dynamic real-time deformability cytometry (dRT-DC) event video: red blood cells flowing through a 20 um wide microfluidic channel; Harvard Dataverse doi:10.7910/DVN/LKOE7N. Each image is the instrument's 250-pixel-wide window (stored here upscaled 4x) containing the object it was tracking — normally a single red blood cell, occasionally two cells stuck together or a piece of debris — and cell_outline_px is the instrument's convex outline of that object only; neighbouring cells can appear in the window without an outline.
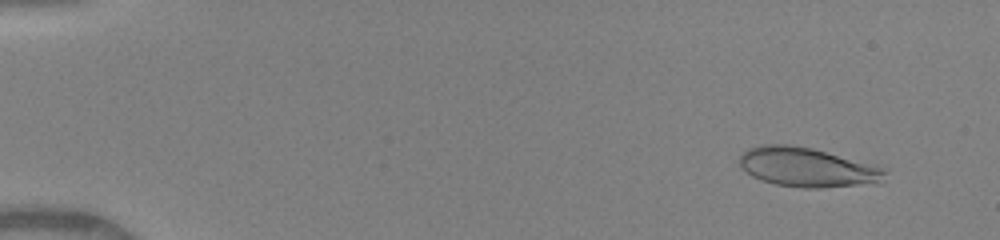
{"species": "human", "species_latin": "Homo sapiens", "temperature_condition": "warm", "stored_images_in_passage": 49, "camera_frame_rate_fps": 3000, "um_per_image_px": 0.085, "donor": {"sex": "female"}, "frame": {"image": 1, "passage_image": 4, "time_ms": 1.0, "image_size_px": [1000, 240], "cell_outline_px": [[888, 168], [884, 184], [820, 188], [804, 188], [776, 184], [752, 176], [740, 168], [740, 156], [748, 148], [760, 144], [788, 144], [812, 148]], "centroid_in_image_um": [68.71, 14.23], "position_along_channel_um": 16.3, "area_um2": 33.93}}
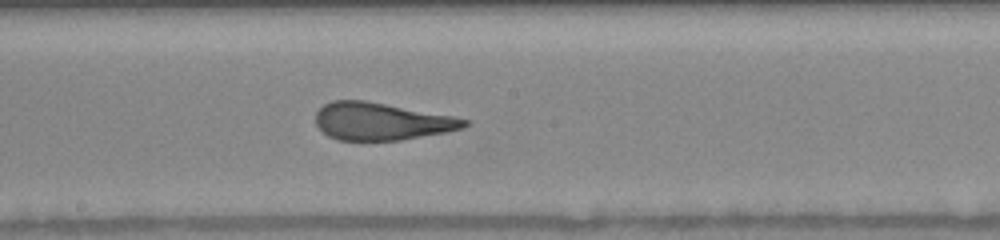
{"frame": {"image": 2, "passage_image": 28, "time_ms": 9.0, "image_size_px": [1000, 240], "cell_outline_px": [[472, 124], [464, 128], [444, 132], [400, 140], [336, 140], [328, 136], [316, 124], [316, 112], [324, 104], [332, 100], [364, 100], [452, 116], [468, 120]], "centroid_in_image_um": [32.4, 10.32], "position_along_channel_um": 215.8, "area_um2": 32.19}}
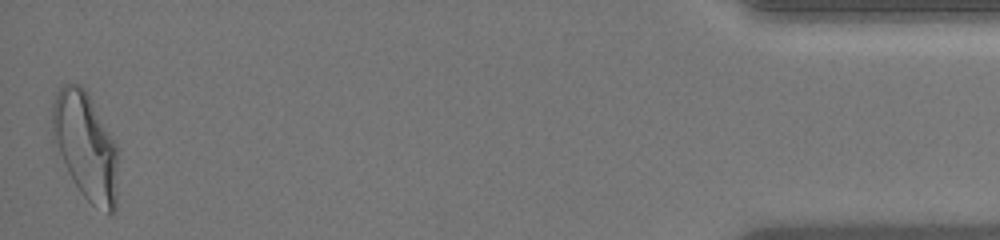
{"frame": {"image": 3, "passage_image": 49, "time_ms": 16.0, "image_size_px": [1000, 240], "cell_outline_px": [[116, 208], [112, 216], [92, 204], [84, 196], [72, 180], [68, 172], [52, 132], [52, 104], [56, 92], [64, 84], [80, 84], [84, 88], [116, 144]], "centroid_in_image_um": [7.27, 12.42], "position_along_channel_um": 427.9, "area_um2": 40.06}, "authors_computed_cell_mechanics": {"area_um2": 33.3506, "velocity_mm_per_s": 4.1273, "shape_relaxation_time_tau1_ms": 5.496, "shape_relaxation_time_tau2_ms": 0.8086, "deformation_change_tau1": 0.2413, "deformation_change_tau2": 0.1141}}